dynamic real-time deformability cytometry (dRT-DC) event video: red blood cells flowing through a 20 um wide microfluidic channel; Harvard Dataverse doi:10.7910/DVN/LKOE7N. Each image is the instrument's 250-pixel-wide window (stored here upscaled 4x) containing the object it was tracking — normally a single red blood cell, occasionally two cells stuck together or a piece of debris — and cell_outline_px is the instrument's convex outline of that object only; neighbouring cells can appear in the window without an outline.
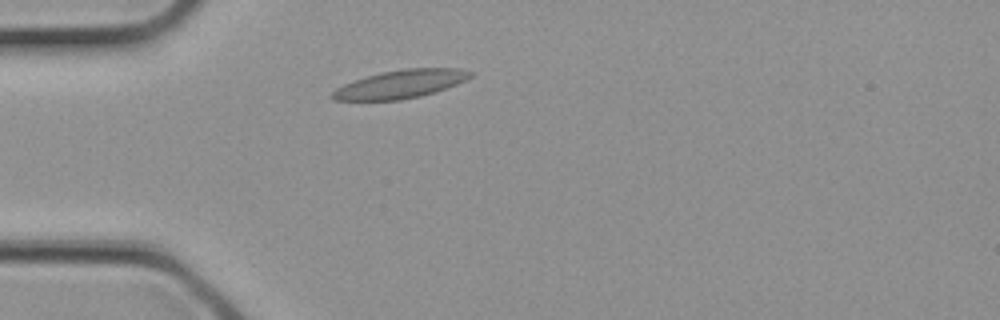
{"species": "common noctule bat (a hibernating species)", "species_latin": "Nyctalus noctula", "temperature_condition": "cold", "stored_images_in_passage": 1, "camera_frame_rate_fps": 3000, "um_per_image_px": 0.085, "animal": {"sex": "female", "body_mass_g": 21.9}, "frame": {"image": 1, "passage_image": 1, "time_ms": 0.0, "image_size_px": [1000, 320], "cell_outline_px": [[476, 72], [472, 76], [456, 84], [436, 92], [420, 96], [400, 100], [332, 100], [328, 96], [336, 88], [344, 84], [368, 76], [384, 72], [404, 68], [460, 68]], "centroid_in_image_um": [34.06, 7.15], "position_along_channel_um": 50.9, "area_um2": 22.66}}